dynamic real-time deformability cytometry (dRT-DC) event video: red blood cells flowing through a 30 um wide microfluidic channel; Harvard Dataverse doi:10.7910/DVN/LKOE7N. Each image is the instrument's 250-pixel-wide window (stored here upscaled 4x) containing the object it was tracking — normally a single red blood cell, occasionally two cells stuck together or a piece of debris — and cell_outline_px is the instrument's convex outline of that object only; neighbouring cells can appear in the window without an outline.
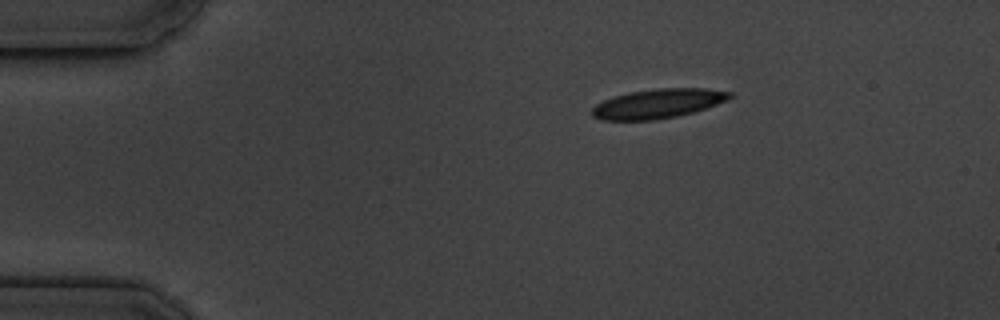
{"species": "common noctule bat (a hibernating species)", "species_latin": "Nyctalus noctula", "temperature_condition": "cold", "stored_images_in_passage": 2, "camera_frame_rate_fps": 3000, "um_per_image_px": 0.085, "animal": {"sex": "male", "body_mass_g": 19.5, "forearm_length_mm": 54.6}, "frame": {"image": 1, "passage_image": 1, "time_ms": 0.0, "image_size_px": [1000, 320], "cell_outline_px": [[732, 96], [728, 100], [692, 112], [676, 116], [656, 120], [600, 120], [592, 116], [592, 108], [596, 104], [612, 96], [628, 92], [660, 88], [704, 88], [732, 92]], "centroid_in_image_um": [55.89, 8.8], "position_along_channel_um": 29.1, "area_um2": 23.52}}